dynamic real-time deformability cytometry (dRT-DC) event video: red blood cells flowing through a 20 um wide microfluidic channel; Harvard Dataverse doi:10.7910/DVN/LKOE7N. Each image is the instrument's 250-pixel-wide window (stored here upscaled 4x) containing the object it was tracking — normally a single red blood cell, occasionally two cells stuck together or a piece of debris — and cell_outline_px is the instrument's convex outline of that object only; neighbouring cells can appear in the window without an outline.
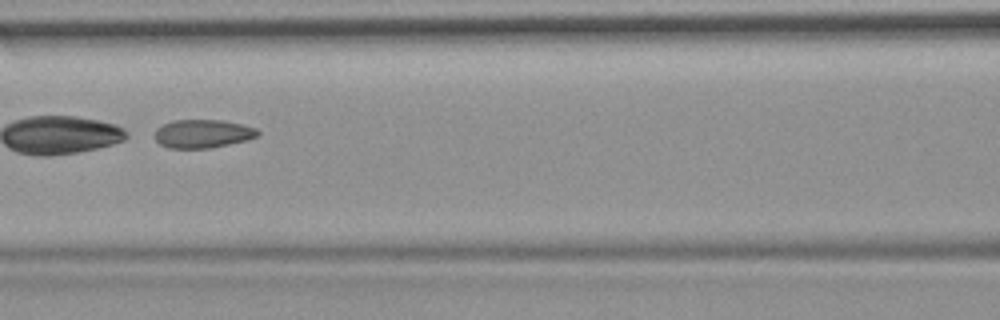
{"species": "common noctule bat (a hibernating species)", "species_latin": "Nyctalus noctula", "temperature_condition": "room temperature", "stored_images_in_passage": 9, "camera_frame_rate_fps": 3000, "um_per_image_px": 0.085, "animal": {"sex": "female", "body_mass_g": 19.9}, "frame": {"image": 1, "passage_image": 7, "time_ms": 6.667, "image_size_px": [1000, 320], "cell_outline_px": [[260, 132], [256, 136], [244, 140], [228, 144], [208, 148], [168, 148], [160, 144], [156, 140], [156, 128], [172, 120], [224, 120], [256, 128]], "centroid_in_image_um": [17.2, 11.36], "position_along_channel_um": 149.4, "area_um2": 16.82}}